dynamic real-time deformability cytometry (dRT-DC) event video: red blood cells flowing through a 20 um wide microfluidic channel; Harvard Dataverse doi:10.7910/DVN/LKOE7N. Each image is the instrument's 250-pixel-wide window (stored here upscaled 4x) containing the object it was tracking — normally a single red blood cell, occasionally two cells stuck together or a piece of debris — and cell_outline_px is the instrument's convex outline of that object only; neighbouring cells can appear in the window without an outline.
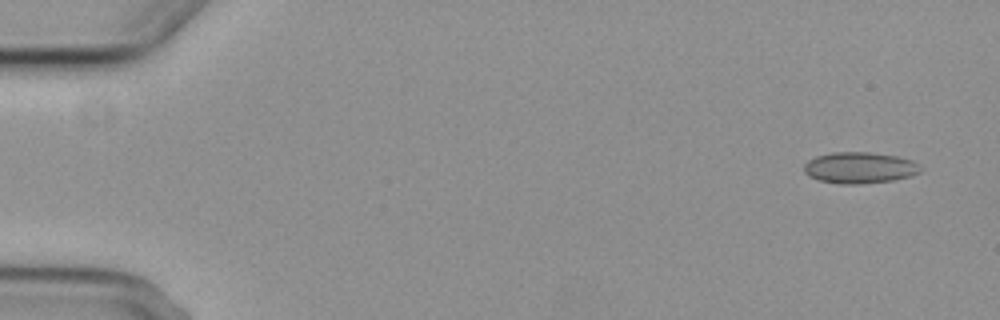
{"species": "common noctule bat (a hibernating species)", "species_latin": "Nyctalus noctula", "temperature_condition": "cold", "stored_images_in_passage": 4, "camera_frame_rate_fps": 3000, "um_per_image_px": 0.085, "animal": {"sex": "female", "body_mass_g": 29.2, "forearm_length_mm": 56.3}, "frame": {"image": 1, "passage_image": 1, "time_ms": 0.0, "image_size_px": [1000, 320], "cell_outline_px": [[920, 172], [908, 176], [892, 180], [860, 184], [840, 184], [820, 180], [808, 176], [804, 172], [804, 164], [808, 160], [816, 156], [832, 152], [872, 152], [896, 156], [912, 160], [920, 164]], "centroid_in_image_um": [73.04, 14.25], "position_along_channel_um": 12.0, "area_um2": 21.21}}